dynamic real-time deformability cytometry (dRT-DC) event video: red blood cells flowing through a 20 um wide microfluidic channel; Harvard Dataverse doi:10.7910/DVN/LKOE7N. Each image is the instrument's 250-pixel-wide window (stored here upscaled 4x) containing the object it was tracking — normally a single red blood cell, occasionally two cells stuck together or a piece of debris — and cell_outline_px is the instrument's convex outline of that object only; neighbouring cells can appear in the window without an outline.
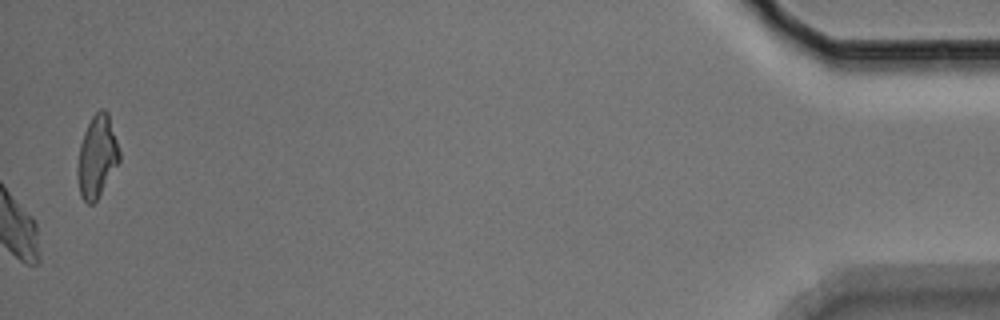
{"species": "Egyptian fruit bat (a non-hibernating species)", "species_latin": "Rousettus aegyptiacus", "temperature_condition": "room temperature", "stored_images_in_passage": 15, "camera_frame_rate_fps": 3000, "um_per_image_px": 0.085, "animal": {"sex": "male"}, "frame": {"image": 1, "passage_image": 15, "time_ms": 4.667, "image_size_px": [1000, 320], "cell_outline_px": [[120, 160], [96, 200], [92, 204], [88, 204], [80, 196], [76, 172], [76, 168], [80, 144], [84, 132], [92, 116], [100, 108], [104, 108], [108, 112], [120, 152]], "centroid_in_image_um": [8.23, 13.29], "position_along_channel_um": 427.0, "area_um2": 19.94}}